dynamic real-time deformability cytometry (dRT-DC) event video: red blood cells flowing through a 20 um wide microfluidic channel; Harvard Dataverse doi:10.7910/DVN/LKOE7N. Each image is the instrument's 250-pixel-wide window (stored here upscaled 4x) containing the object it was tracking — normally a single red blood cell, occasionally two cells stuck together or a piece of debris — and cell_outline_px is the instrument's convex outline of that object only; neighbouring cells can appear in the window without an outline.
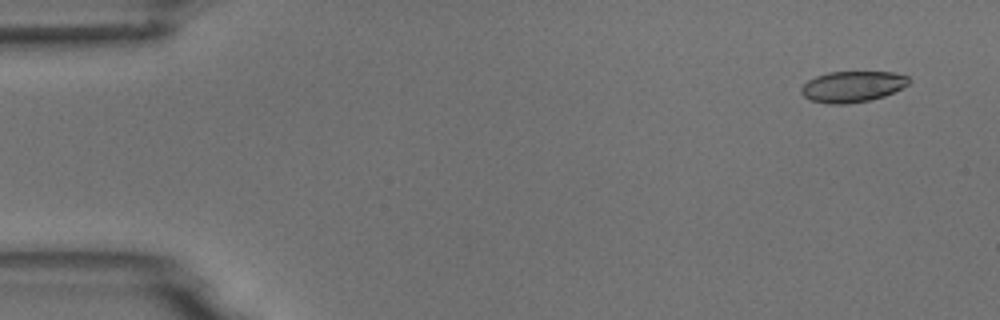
{"species": "common noctule bat (a hibernating species)", "species_latin": "Nyctalus noctula", "temperature_condition": "room temperature", "stored_images_in_passage": 53, "camera_frame_rate_fps": 3000, "um_per_image_px": 0.085, "animal": {"sex": "male", "body_mass_g": 18.8}, "frame": {"image": 1, "passage_image": 2, "time_ms": 0.333, "image_size_px": [1000, 320], "cell_outline_px": [[912, 80], [908, 84], [884, 96], [868, 100], [848, 104], [828, 104], [812, 100], [804, 96], [800, 92], [800, 88], [808, 80], [816, 76], [828, 72], [892, 72], [908, 76]], "centroid_in_image_um": [72.44, 7.35], "position_along_channel_um": 12.6, "area_um2": 19.36}}
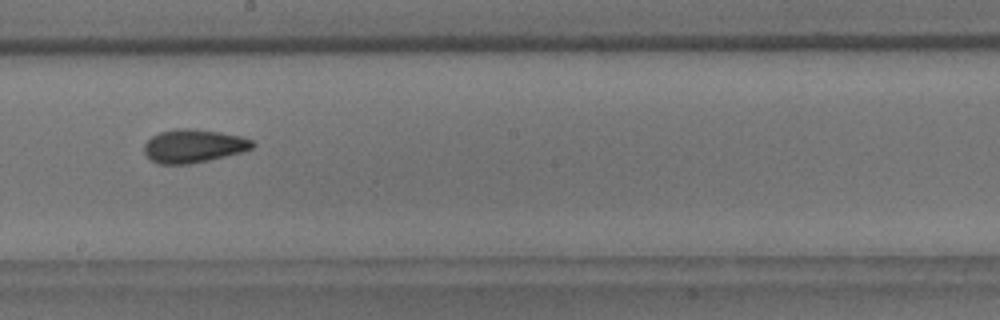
{"frame": {"image": 2, "passage_image": 29, "time_ms": 9.333, "image_size_px": [1000, 320], "cell_outline_px": [[256, 144], [252, 148], [240, 152], [208, 160], [188, 164], [160, 164], [152, 160], [144, 152], [144, 144], [152, 136], [160, 132], [176, 128], [192, 128], [220, 132], [244, 136], [252, 140]], "centroid_in_image_um": [16.46, 12.39], "position_along_channel_um": 231.7, "area_um2": 20.98}}
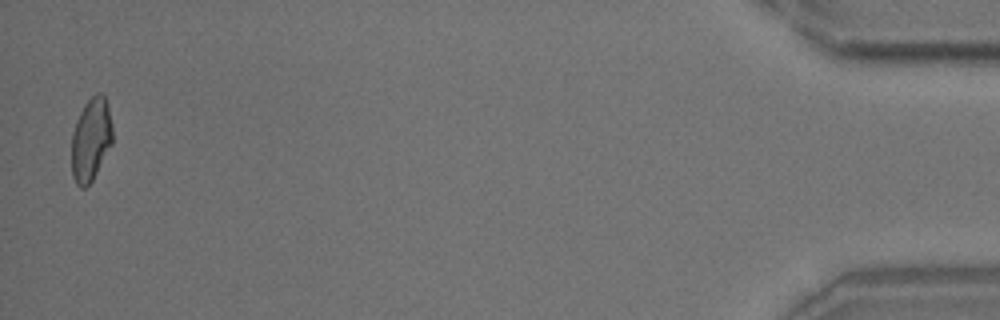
{"frame": {"image": 3, "passage_image": 52, "time_ms": 17.0, "image_size_px": [1000, 320], "cell_outline_px": [[112, 144], [92, 180], [84, 188], [80, 188], [76, 184], [72, 176], [72, 132], [76, 120], [84, 104], [96, 92], [100, 92], [104, 96], [108, 104], [112, 124]], "centroid_in_image_um": [7.73, 11.84], "position_along_channel_um": 427.5, "area_um2": 19.88}, "authors_computed_cell_mechanics": {"area_um2": 20.23, "velocity_mm_per_s": 3.7306, "shape_relaxation_time_tau1_ms": 4.8891, "shape_relaxation_time_tau2_ms": 2.3236, "deformation_change_tau1": 0.121, "deformation_change_tau2": 0.0754}}